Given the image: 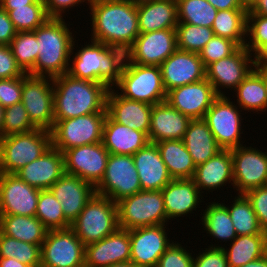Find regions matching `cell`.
I'll list each match as a JSON object with an SVG mask.
<instances>
[{
    "label": "cell",
    "instance_id": "31",
    "mask_svg": "<svg viewBox=\"0 0 267 267\" xmlns=\"http://www.w3.org/2000/svg\"><path fill=\"white\" fill-rule=\"evenodd\" d=\"M140 33L172 29L178 25L176 0H155L137 3Z\"/></svg>",
    "mask_w": 267,
    "mask_h": 267
},
{
    "label": "cell",
    "instance_id": "42",
    "mask_svg": "<svg viewBox=\"0 0 267 267\" xmlns=\"http://www.w3.org/2000/svg\"><path fill=\"white\" fill-rule=\"evenodd\" d=\"M15 258L29 266L40 267L41 246L23 242L0 232V258Z\"/></svg>",
    "mask_w": 267,
    "mask_h": 267
},
{
    "label": "cell",
    "instance_id": "45",
    "mask_svg": "<svg viewBox=\"0 0 267 267\" xmlns=\"http://www.w3.org/2000/svg\"><path fill=\"white\" fill-rule=\"evenodd\" d=\"M214 36L210 27L178 23L176 26L177 49L200 53L206 43Z\"/></svg>",
    "mask_w": 267,
    "mask_h": 267
},
{
    "label": "cell",
    "instance_id": "65",
    "mask_svg": "<svg viewBox=\"0 0 267 267\" xmlns=\"http://www.w3.org/2000/svg\"><path fill=\"white\" fill-rule=\"evenodd\" d=\"M5 108L0 104V138L2 137V126L4 120Z\"/></svg>",
    "mask_w": 267,
    "mask_h": 267
},
{
    "label": "cell",
    "instance_id": "2",
    "mask_svg": "<svg viewBox=\"0 0 267 267\" xmlns=\"http://www.w3.org/2000/svg\"><path fill=\"white\" fill-rule=\"evenodd\" d=\"M54 123L92 113H107L109 87L103 83L77 79L69 74L52 78Z\"/></svg>",
    "mask_w": 267,
    "mask_h": 267
},
{
    "label": "cell",
    "instance_id": "21",
    "mask_svg": "<svg viewBox=\"0 0 267 267\" xmlns=\"http://www.w3.org/2000/svg\"><path fill=\"white\" fill-rule=\"evenodd\" d=\"M217 97L213 85L205 78L171 89L167 92L166 101L190 119H203Z\"/></svg>",
    "mask_w": 267,
    "mask_h": 267
},
{
    "label": "cell",
    "instance_id": "58",
    "mask_svg": "<svg viewBox=\"0 0 267 267\" xmlns=\"http://www.w3.org/2000/svg\"><path fill=\"white\" fill-rule=\"evenodd\" d=\"M36 0H0V7L4 10H12L14 7H25L33 4Z\"/></svg>",
    "mask_w": 267,
    "mask_h": 267
},
{
    "label": "cell",
    "instance_id": "29",
    "mask_svg": "<svg viewBox=\"0 0 267 267\" xmlns=\"http://www.w3.org/2000/svg\"><path fill=\"white\" fill-rule=\"evenodd\" d=\"M201 193H212L231 183L234 186L231 150H221L215 156L196 166L192 178Z\"/></svg>",
    "mask_w": 267,
    "mask_h": 267
},
{
    "label": "cell",
    "instance_id": "66",
    "mask_svg": "<svg viewBox=\"0 0 267 267\" xmlns=\"http://www.w3.org/2000/svg\"><path fill=\"white\" fill-rule=\"evenodd\" d=\"M135 3H141V2H146V1H155V0H132Z\"/></svg>",
    "mask_w": 267,
    "mask_h": 267
},
{
    "label": "cell",
    "instance_id": "48",
    "mask_svg": "<svg viewBox=\"0 0 267 267\" xmlns=\"http://www.w3.org/2000/svg\"><path fill=\"white\" fill-rule=\"evenodd\" d=\"M246 38L245 47L253 55L263 44L267 43V17L247 14Z\"/></svg>",
    "mask_w": 267,
    "mask_h": 267
},
{
    "label": "cell",
    "instance_id": "18",
    "mask_svg": "<svg viewBox=\"0 0 267 267\" xmlns=\"http://www.w3.org/2000/svg\"><path fill=\"white\" fill-rule=\"evenodd\" d=\"M166 227L154 225L129 230L130 261L136 267L157 266L160 257L175 242L168 238Z\"/></svg>",
    "mask_w": 267,
    "mask_h": 267
},
{
    "label": "cell",
    "instance_id": "37",
    "mask_svg": "<svg viewBox=\"0 0 267 267\" xmlns=\"http://www.w3.org/2000/svg\"><path fill=\"white\" fill-rule=\"evenodd\" d=\"M209 205L206 209H203V214L201 213L202 218L200 219V223L202 224L204 230L207 234L217 240H221L220 242H232L236 237L237 233L233 226V222L231 220V216L227 207L223 204V202H208Z\"/></svg>",
    "mask_w": 267,
    "mask_h": 267
},
{
    "label": "cell",
    "instance_id": "64",
    "mask_svg": "<svg viewBox=\"0 0 267 267\" xmlns=\"http://www.w3.org/2000/svg\"><path fill=\"white\" fill-rule=\"evenodd\" d=\"M107 267H136L131 261L109 265Z\"/></svg>",
    "mask_w": 267,
    "mask_h": 267
},
{
    "label": "cell",
    "instance_id": "11",
    "mask_svg": "<svg viewBox=\"0 0 267 267\" xmlns=\"http://www.w3.org/2000/svg\"><path fill=\"white\" fill-rule=\"evenodd\" d=\"M95 189L96 194L114 203L141 191L133 156L110 154L104 176Z\"/></svg>",
    "mask_w": 267,
    "mask_h": 267
},
{
    "label": "cell",
    "instance_id": "20",
    "mask_svg": "<svg viewBox=\"0 0 267 267\" xmlns=\"http://www.w3.org/2000/svg\"><path fill=\"white\" fill-rule=\"evenodd\" d=\"M159 67L166 92L206 78V68L198 53L177 49Z\"/></svg>",
    "mask_w": 267,
    "mask_h": 267
},
{
    "label": "cell",
    "instance_id": "43",
    "mask_svg": "<svg viewBox=\"0 0 267 267\" xmlns=\"http://www.w3.org/2000/svg\"><path fill=\"white\" fill-rule=\"evenodd\" d=\"M17 65L24 73H29L38 58V40L34 31L17 32L9 44Z\"/></svg>",
    "mask_w": 267,
    "mask_h": 267
},
{
    "label": "cell",
    "instance_id": "15",
    "mask_svg": "<svg viewBox=\"0 0 267 267\" xmlns=\"http://www.w3.org/2000/svg\"><path fill=\"white\" fill-rule=\"evenodd\" d=\"M109 155L102 142L72 147L63 152L64 171L96 187L104 176Z\"/></svg>",
    "mask_w": 267,
    "mask_h": 267
},
{
    "label": "cell",
    "instance_id": "27",
    "mask_svg": "<svg viewBox=\"0 0 267 267\" xmlns=\"http://www.w3.org/2000/svg\"><path fill=\"white\" fill-rule=\"evenodd\" d=\"M190 118L172 107L167 101L152 105L148 140H182Z\"/></svg>",
    "mask_w": 267,
    "mask_h": 267
},
{
    "label": "cell",
    "instance_id": "14",
    "mask_svg": "<svg viewBox=\"0 0 267 267\" xmlns=\"http://www.w3.org/2000/svg\"><path fill=\"white\" fill-rule=\"evenodd\" d=\"M231 154L233 189L238 194L267 185V152L245 144L231 149Z\"/></svg>",
    "mask_w": 267,
    "mask_h": 267
},
{
    "label": "cell",
    "instance_id": "63",
    "mask_svg": "<svg viewBox=\"0 0 267 267\" xmlns=\"http://www.w3.org/2000/svg\"><path fill=\"white\" fill-rule=\"evenodd\" d=\"M263 77L265 86H266V93H267V67L265 68H255Z\"/></svg>",
    "mask_w": 267,
    "mask_h": 267
},
{
    "label": "cell",
    "instance_id": "57",
    "mask_svg": "<svg viewBox=\"0 0 267 267\" xmlns=\"http://www.w3.org/2000/svg\"><path fill=\"white\" fill-rule=\"evenodd\" d=\"M253 61L255 68L267 67V43L263 44L254 54Z\"/></svg>",
    "mask_w": 267,
    "mask_h": 267
},
{
    "label": "cell",
    "instance_id": "5",
    "mask_svg": "<svg viewBox=\"0 0 267 267\" xmlns=\"http://www.w3.org/2000/svg\"><path fill=\"white\" fill-rule=\"evenodd\" d=\"M52 146L49 130L36 128L0 139V173L15 174Z\"/></svg>",
    "mask_w": 267,
    "mask_h": 267
},
{
    "label": "cell",
    "instance_id": "49",
    "mask_svg": "<svg viewBox=\"0 0 267 267\" xmlns=\"http://www.w3.org/2000/svg\"><path fill=\"white\" fill-rule=\"evenodd\" d=\"M176 242H173L163 253L156 267H193L195 254L193 255L186 247H183L181 242L180 244Z\"/></svg>",
    "mask_w": 267,
    "mask_h": 267
},
{
    "label": "cell",
    "instance_id": "55",
    "mask_svg": "<svg viewBox=\"0 0 267 267\" xmlns=\"http://www.w3.org/2000/svg\"><path fill=\"white\" fill-rule=\"evenodd\" d=\"M16 33L8 12L0 7V45H9Z\"/></svg>",
    "mask_w": 267,
    "mask_h": 267
},
{
    "label": "cell",
    "instance_id": "33",
    "mask_svg": "<svg viewBox=\"0 0 267 267\" xmlns=\"http://www.w3.org/2000/svg\"><path fill=\"white\" fill-rule=\"evenodd\" d=\"M47 231L36 216L0 215V232L11 238L42 246Z\"/></svg>",
    "mask_w": 267,
    "mask_h": 267
},
{
    "label": "cell",
    "instance_id": "53",
    "mask_svg": "<svg viewBox=\"0 0 267 267\" xmlns=\"http://www.w3.org/2000/svg\"><path fill=\"white\" fill-rule=\"evenodd\" d=\"M24 74L17 65L9 45H0V79L21 77Z\"/></svg>",
    "mask_w": 267,
    "mask_h": 267
},
{
    "label": "cell",
    "instance_id": "1",
    "mask_svg": "<svg viewBox=\"0 0 267 267\" xmlns=\"http://www.w3.org/2000/svg\"><path fill=\"white\" fill-rule=\"evenodd\" d=\"M89 9L92 40L126 52L140 34L132 0H90Z\"/></svg>",
    "mask_w": 267,
    "mask_h": 267
},
{
    "label": "cell",
    "instance_id": "41",
    "mask_svg": "<svg viewBox=\"0 0 267 267\" xmlns=\"http://www.w3.org/2000/svg\"><path fill=\"white\" fill-rule=\"evenodd\" d=\"M35 216L48 230L71 228V223L65 218L60 202L50 189L40 190Z\"/></svg>",
    "mask_w": 267,
    "mask_h": 267
},
{
    "label": "cell",
    "instance_id": "60",
    "mask_svg": "<svg viewBox=\"0 0 267 267\" xmlns=\"http://www.w3.org/2000/svg\"><path fill=\"white\" fill-rule=\"evenodd\" d=\"M0 267H35L29 266L27 264L21 263L15 258H0Z\"/></svg>",
    "mask_w": 267,
    "mask_h": 267
},
{
    "label": "cell",
    "instance_id": "56",
    "mask_svg": "<svg viewBox=\"0 0 267 267\" xmlns=\"http://www.w3.org/2000/svg\"><path fill=\"white\" fill-rule=\"evenodd\" d=\"M218 11L229 9H243L239 0H207Z\"/></svg>",
    "mask_w": 267,
    "mask_h": 267
},
{
    "label": "cell",
    "instance_id": "62",
    "mask_svg": "<svg viewBox=\"0 0 267 267\" xmlns=\"http://www.w3.org/2000/svg\"><path fill=\"white\" fill-rule=\"evenodd\" d=\"M239 2L243 9L250 11L258 2V0H239Z\"/></svg>",
    "mask_w": 267,
    "mask_h": 267
},
{
    "label": "cell",
    "instance_id": "40",
    "mask_svg": "<svg viewBox=\"0 0 267 267\" xmlns=\"http://www.w3.org/2000/svg\"><path fill=\"white\" fill-rule=\"evenodd\" d=\"M178 23L212 28L218 10L207 0H176Z\"/></svg>",
    "mask_w": 267,
    "mask_h": 267
},
{
    "label": "cell",
    "instance_id": "22",
    "mask_svg": "<svg viewBox=\"0 0 267 267\" xmlns=\"http://www.w3.org/2000/svg\"><path fill=\"white\" fill-rule=\"evenodd\" d=\"M130 261L129 230L118 228L100 241L85 245V267H107Z\"/></svg>",
    "mask_w": 267,
    "mask_h": 267
},
{
    "label": "cell",
    "instance_id": "34",
    "mask_svg": "<svg viewBox=\"0 0 267 267\" xmlns=\"http://www.w3.org/2000/svg\"><path fill=\"white\" fill-rule=\"evenodd\" d=\"M214 244L209 247L223 246L229 267H240L263 257L267 253V234L237 236L229 244V248H225L226 244Z\"/></svg>",
    "mask_w": 267,
    "mask_h": 267
},
{
    "label": "cell",
    "instance_id": "26",
    "mask_svg": "<svg viewBox=\"0 0 267 267\" xmlns=\"http://www.w3.org/2000/svg\"><path fill=\"white\" fill-rule=\"evenodd\" d=\"M161 192L168 222L194 213L199 204L204 202V197L192 178L172 179Z\"/></svg>",
    "mask_w": 267,
    "mask_h": 267
},
{
    "label": "cell",
    "instance_id": "52",
    "mask_svg": "<svg viewBox=\"0 0 267 267\" xmlns=\"http://www.w3.org/2000/svg\"><path fill=\"white\" fill-rule=\"evenodd\" d=\"M202 249L193 258V267H229L223 247H209Z\"/></svg>",
    "mask_w": 267,
    "mask_h": 267
},
{
    "label": "cell",
    "instance_id": "32",
    "mask_svg": "<svg viewBox=\"0 0 267 267\" xmlns=\"http://www.w3.org/2000/svg\"><path fill=\"white\" fill-rule=\"evenodd\" d=\"M182 140L196 166L222 150L204 119H191Z\"/></svg>",
    "mask_w": 267,
    "mask_h": 267
},
{
    "label": "cell",
    "instance_id": "12",
    "mask_svg": "<svg viewBox=\"0 0 267 267\" xmlns=\"http://www.w3.org/2000/svg\"><path fill=\"white\" fill-rule=\"evenodd\" d=\"M40 267H85V245L71 228L48 230Z\"/></svg>",
    "mask_w": 267,
    "mask_h": 267
},
{
    "label": "cell",
    "instance_id": "16",
    "mask_svg": "<svg viewBox=\"0 0 267 267\" xmlns=\"http://www.w3.org/2000/svg\"><path fill=\"white\" fill-rule=\"evenodd\" d=\"M254 68L252 53L242 46L229 57L210 64L206 68V79L218 96H225L222 89L234 90Z\"/></svg>",
    "mask_w": 267,
    "mask_h": 267
},
{
    "label": "cell",
    "instance_id": "39",
    "mask_svg": "<svg viewBox=\"0 0 267 267\" xmlns=\"http://www.w3.org/2000/svg\"><path fill=\"white\" fill-rule=\"evenodd\" d=\"M231 206L223 203L231 216L237 236L257 235L263 233L259 220L250 201L244 194H236Z\"/></svg>",
    "mask_w": 267,
    "mask_h": 267
},
{
    "label": "cell",
    "instance_id": "28",
    "mask_svg": "<svg viewBox=\"0 0 267 267\" xmlns=\"http://www.w3.org/2000/svg\"><path fill=\"white\" fill-rule=\"evenodd\" d=\"M132 156L142 190H162L172 180L156 143L148 142Z\"/></svg>",
    "mask_w": 267,
    "mask_h": 267
},
{
    "label": "cell",
    "instance_id": "24",
    "mask_svg": "<svg viewBox=\"0 0 267 267\" xmlns=\"http://www.w3.org/2000/svg\"><path fill=\"white\" fill-rule=\"evenodd\" d=\"M118 91H115L114 88H110L108 91L106 100L107 115L113 121L144 132L148 136L152 105L124 98Z\"/></svg>",
    "mask_w": 267,
    "mask_h": 267
},
{
    "label": "cell",
    "instance_id": "36",
    "mask_svg": "<svg viewBox=\"0 0 267 267\" xmlns=\"http://www.w3.org/2000/svg\"><path fill=\"white\" fill-rule=\"evenodd\" d=\"M237 105L243 111L254 113L267 110L266 86L262 75L254 68L251 73L234 89Z\"/></svg>",
    "mask_w": 267,
    "mask_h": 267
},
{
    "label": "cell",
    "instance_id": "25",
    "mask_svg": "<svg viewBox=\"0 0 267 267\" xmlns=\"http://www.w3.org/2000/svg\"><path fill=\"white\" fill-rule=\"evenodd\" d=\"M64 173L63 153L51 146L38 159L25 165L15 174L30 186L45 190L49 189Z\"/></svg>",
    "mask_w": 267,
    "mask_h": 267
},
{
    "label": "cell",
    "instance_id": "10",
    "mask_svg": "<svg viewBox=\"0 0 267 267\" xmlns=\"http://www.w3.org/2000/svg\"><path fill=\"white\" fill-rule=\"evenodd\" d=\"M234 103L229 96H218L203 118L222 150H231L244 143L241 141V135L244 134L242 110Z\"/></svg>",
    "mask_w": 267,
    "mask_h": 267
},
{
    "label": "cell",
    "instance_id": "59",
    "mask_svg": "<svg viewBox=\"0 0 267 267\" xmlns=\"http://www.w3.org/2000/svg\"><path fill=\"white\" fill-rule=\"evenodd\" d=\"M247 14H259L267 17V0H258L255 6Z\"/></svg>",
    "mask_w": 267,
    "mask_h": 267
},
{
    "label": "cell",
    "instance_id": "51",
    "mask_svg": "<svg viewBox=\"0 0 267 267\" xmlns=\"http://www.w3.org/2000/svg\"><path fill=\"white\" fill-rule=\"evenodd\" d=\"M244 195L250 201L263 233L267 234V185L251 189Z\"/></svg>",
    "mask_w": 267,
    "mask_h": 267
},
{
    "label": "cell",
    "instance_id": "30",
    "mask_svg": "<svg viewBox=\"0 0 267 267\" xmlns=\"http://www.w3.org/2000/svg\"><path fill=\"white\" fill-rule=\"evenodd\" d=\"M149 142L148 136L106 116L102 143L110 154L134 155Z\"/></svg>",
    "mask_w": 267,
    "mask_h": 267
},
{
    "label": "cell",
    "instance_id": "35",
    "mask_svg": "<svg viewBox=\"0 0 267 267\" xmlns=\"http://www.w3.org/2000/svg\"><path fill=\"white\" fill-rule=\"evenodd\" d=\"M156 145L172 179L193 178L196 165L183 140H163Z\"/></svg>",
    "mask_w": 267,
    "mask_h": 267
},
{
    "label": "cell",
    "instance_id": "46",
    "mask_svg": "<svg viewBox=\"0 0 267 267\" xmlns=\"http://www.w3.org/2000/svg\"><path fill=\"white\" fill-rule=\"evenodd\" d=\"M36 128L22 102L5 108L2 137L31 132Z\"/></svg>",
    "mask_w": 267,
    "mask_h": 267
},
{
    "label": "cell",
    "instance_id": "44",
    "mask_svg": "<svg viewBox=\"0 0 267 267\" xmlns=\"http://www.w3.org/2000/svg\"><path fill=\"white\" fill-rule=\"evenodd\" d=\"M8 12L9 18L17 32L35 31L48 18L43 0H36L25 7H14Z\"/></svg>",
    "mask_w": 267,
    "mask_h": 267
},
{
    "label": "cell",
    "instance_id": "23",
    "mask_svg": "<svg viewBox=\"0 0 267 267\" xmlns=\"http://www.w3.org/2000/svg\"><path fill=\"white\" fill-rule=\"evenodd\" d=\"M49 189L60 202L63 214L70 223L96 194L95 187L90 183L68 173H64Z\"/></svg>",
    "mask_w": 267,
    "mask_h": 267
},
{
    "label": "cell",
    "instance_id": "7",
    "mask_svg": "<svg viewBox=\"0 0 267 267\" xmlns=\"http://www.w3.org/2000/svg\"><path fill=\"white\" fill-rule=\"evenodd\" d=\"M119 228L117 203L95 194L71 223V229L84 245L100 241Z\"/></svg>",
    "mask_w": 267,
    "mask_h": 267
},
{
    "label": "cell",
    "instance_id": "6",
    "mask_svg": "<svg viewBox=\"0 0 267 267\" xmlns=\"http://www.w3.org/2000/svg\"><path fill=\"white\" fill-rule=\"evenodd\" d=\"M115 86L124 98L150 105L164 102L167 98L159 66L135 64L126 59Z\"/></svg>",
    "mask_w": 267,
    "mask_h": 267
},
{
    "label": "cell",
    "instance_id": "8",
    "mask_svg": "<svg viewBox=\"0 0 267 267\" xmlns=\"http://www.w3.org/2000/svg\"><path fill=\"white\" fill-rule=\"evenodd\" d=\"M118 224L122 229L167 225L161 190H141L117 202Z\"/></svg>",
    "mask_w": 267,
    "mask_h": 267
},
{
    "label": "cell",
    "instance_id": "61",
    "mask_svg": "<svg viewBox=\"0 0 267 267\" xmlns=\"http://www.w3.org/2000/svg\"><path fill=\"white\" fill-rule=\"evenodd\" d=\"M240 267H267V253L263 257H260Z\"/></svg>",
    "mask_w": 267,
    "mask_h": 267
},
{
    "label": "cell",
    "instance_id": "3",
    "mask_svg": "<svg viewBox=\"0 0 267 267\" xmlns=\"http://www.w3.org/2000/svg\"><path fill=\"white\" fill-rule=\"evenodd\" d=\"M90 41V44L82 45L75 53L74 47H78V44L75 46L76 42H73L67 74L115 88L126 60V52L92 39Z\"/></svg>",
    "mask_w": 267,
    "mask_h": 267
},
{
    "label": "cell",
    "instance_id": "9",
    "mask_svg": "<svg viewBox=\"0 0 267 267\" xmlns=\"http://www.w3.org/2000/svg\"><path fill=\"white\" fill-rule=\"evenodd\" d=\"M107 113L58 120L50 130L52 146L61 151L102 142Z\"/></svg>",
    "mask_w": 267,
    "mask_h": 267
},
{
    "label": "cell",
    "instance_id": "38",
    "mask_svg": "<svg viewBox=\"0 0 267 267\" xmlns=\"http://www.w3.org/2000/svg\"><path fill=\"white\" fill-rule=\"evenodd\" d=\"M247 13L248 11L245 9L218 11L212 24L214 35L230 39L239 47L245 46L247 36Z\"/></svg>",
    "mask_w": 267,
    "mask_h": 267
},
{
    "label": "cell",
    "instance_id": "19",
    "mask_svg": "<svg viewBox=\"0 0 267 267\" xmlns=\"http://www.w3.org/2000/svg\"><path fill=\"white\" fill-rule=\"evenodd\" d=\"M39 194L16 174L0 173V215L35 216Z\"/></svg>",
    "mask_w": 267,
    "mask_h": 267
},
{
    "label": "cell",
    "instance_id": "13",
    "mask_svg": "<svg viewBox=\"0 0 267 267\" xmlns=\"http://www.w3.org/2000/svg\"><path fill=\"white\" fill-rule=\"evenodd\" d=\"M22 104L37 127L51 130L54 125L53 80L51 77L23 75Z\"/></svg>",
    "mask_w": 267,
    "mask_h": 267
},
{
    "label": "cell",
    "instance_id": "47",
    "mask_svg": "<svg viewBox=\"0 0 267 267\" xmlns=\"http://www.w3.org/2000/svg\"><path fill=\"white\" fill-rule=\"evenodd\" d=\"M239 46L232 40L214 35L199 53L205 68L233 54Z\"/></svg>",
    "mask_w": 267,
    "mask_h": 267
},
{
    "label": "cell",
    "instance_id": "50",
    "mask_svg": "<svg viewBox=\"0 0 267 267\" xmlns=\"http://www.w3.org/2000/svg\"><path fill=\"white\" fill-rule=\"evenodd\" d=\"M23 76L0 79V104L6 108L22 100Z\"/></svg>",
    "mask_w": 267,
    "mask_h": 267
},
{
    "label": "cell",
    "instance_id": "17",
    "mask_svg": "<svg viewBox=\"0 0 267 267\" xmlns=\"http://www.w3.org/2000/svg\"><path fill=\"white\" fill-rule=\"evenodd\" d=\"M177 50L176 28L140 33L126 51V59L135 64L160 66Z\"/></svg>",
    "mask_w": 267,
    "mask_h": 267
},
{
    "label": "cell",
    "instance_id": "4",
    "mask_svg": "<svg viewBox=\"0 0 267 267\" xmlns=\"http://www.w3.org/2000/svg\"><path fill=\"white\" fill-rule=\"evenodd\" d=\"M64 17H49L34 32L38 40V58L32 76L57 77L68 72L72 46L75 39Z\"/></svg>",
    "mask_w": 267,
    "mask_h": 267
},
{
    "label": "cell",
    "instance_id": "54",
    "mask_svg": "<svg viewBox=\"0 0 267 267\" xmlns=\"http://www.w3.org/2000/svg\"><path fill=\"white\" fill-rule=\"evenodd\" d=\"M46 8V12L49 17L62 18L65 17V12H69V8L79 6L85 1L89 5L90 0H43Z\"/></svg>",
    "mask_w": 267,
    "mask_h": 267
}]
</instances>
